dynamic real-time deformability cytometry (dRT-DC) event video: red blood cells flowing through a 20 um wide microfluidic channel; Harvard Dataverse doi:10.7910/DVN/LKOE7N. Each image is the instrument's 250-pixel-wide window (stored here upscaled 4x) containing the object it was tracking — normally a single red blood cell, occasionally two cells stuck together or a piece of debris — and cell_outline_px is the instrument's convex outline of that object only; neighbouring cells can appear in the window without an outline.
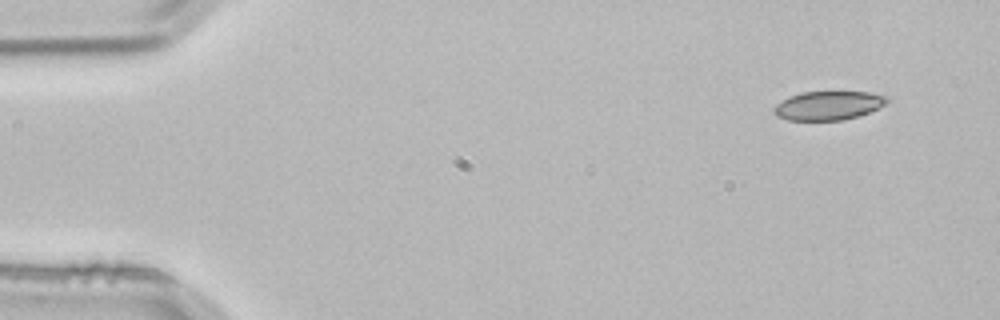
{"species": "common noctule bat (a hibernating species)", "species_latin": "Nyctalus noctula", "temperature_condition": "room temperature", "stored_images_in_passage": 3, "camera_frame_rate_fps": 3000, "um_per_image_px": 0.085, "animal": {"sex": "male", "body_mass_g": 21.5, "forearm_length_mm": 52.0}, "frame": {"image": 1, "passage_image": 1, "time_ms": 0.0, "image_size_px": [1000, 320], "cell_outline_px": [[888, 100], [884, 104], [868, 112], [856, 116], [840, 120], [788, 120], [776, 116], [772, 112], [772, 108], [776, 104], [792, 96], [804, 92], [872, 92], [888, 96]], "centroid_in_image_um": [70.38, 8.97], "position_along_channel_um": 14.6, "area_um2": 18.73}}